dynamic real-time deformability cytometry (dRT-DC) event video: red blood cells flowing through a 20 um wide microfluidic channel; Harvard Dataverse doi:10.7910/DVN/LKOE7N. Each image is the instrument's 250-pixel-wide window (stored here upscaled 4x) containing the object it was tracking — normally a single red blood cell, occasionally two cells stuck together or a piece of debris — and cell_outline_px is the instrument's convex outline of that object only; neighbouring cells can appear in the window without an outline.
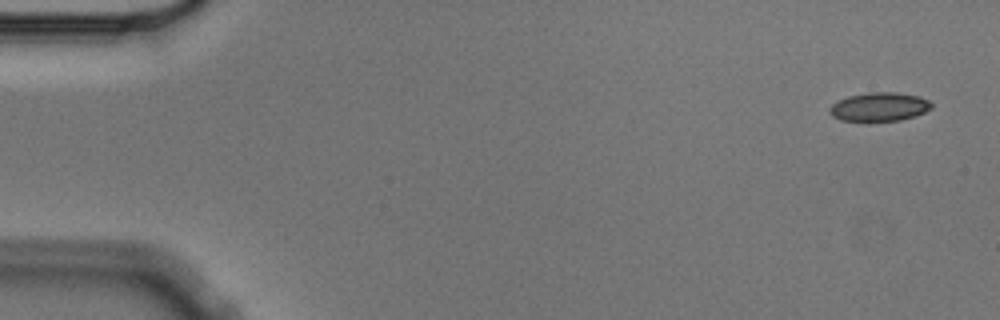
{"species": "Egyptian fruit bat (a non-hibernating species)", "species_latin": "Rousettus aegyptiacus", "temperature_condition": "cold", "stored_images_in_passage": 4, "camera_frame_rate_fps": 3000, "um_per_image_px": 0.085, "animal": {"sex": "male"}, "frame": {"image": 1, "passage_image": 1, "time_ms": 0.0, "image_size_px": [1000, 320], "cell_outline_px": [[932, 108], [916, 116], [900, 120], [840, 120], [832, 116], [828, 112], [828, 108], [832, 104], [848, 96], [868, 92], [896, 92], [920, 96], [928, 100], [932, 104]], "centroid_in_image_um": [74.75, 9.06], "position_along_channel_um": 10.3, "area_um2": 16.99}}
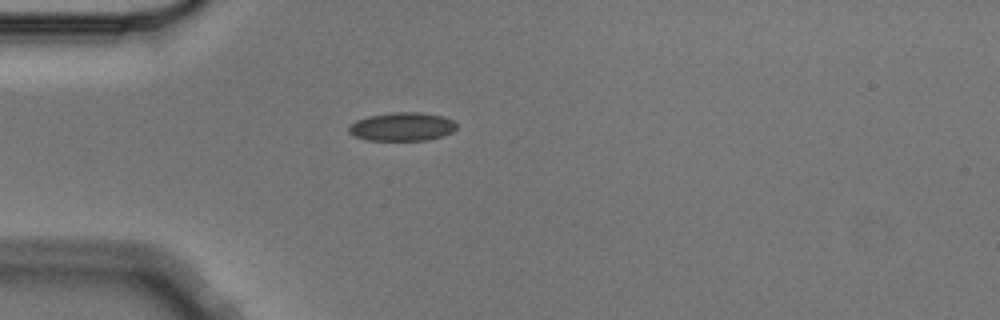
{"frame": {"image": 2, "passage_image": 4, "time_ms": 1.0, "image_size_px": [1000, 320], "cell_outline_px": [[456, 128], [452, 132], [428, 140], [368, 140], [356, 136], [348, 132], [348, 128], [356, 120], [368, 116], [392, 112], [420, 112], [444, 116], [452, 120], [456, 124]], "centroid_in_image_um": [34.18, 10.76], "position_along_channel_um": 50.8, "area_um2": 17.8}}